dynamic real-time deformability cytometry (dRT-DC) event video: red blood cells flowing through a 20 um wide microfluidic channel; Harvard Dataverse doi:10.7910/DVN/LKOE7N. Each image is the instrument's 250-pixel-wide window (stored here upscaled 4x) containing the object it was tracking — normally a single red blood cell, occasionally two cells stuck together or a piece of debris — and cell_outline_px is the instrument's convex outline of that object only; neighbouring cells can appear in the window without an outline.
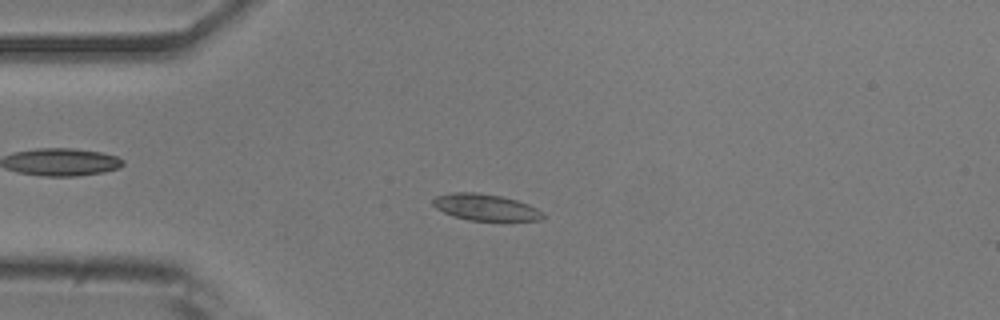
{"species": "common noctule bat (a hibernating species)", "species_latin": "Nyctalus noctula", "temperature_condition": "room temperature", "stored_images_in_passage": 46, "camera_frame_rate_fps": 3000, "um_per_image_px": 0.085, "animal": {"sex": "male", "body_mass_g": 20.5, "forearm_length_mm": 52.5}, "frame": {"image": 1, "passage_image": 7, "time_ms": 2.0, "image_size_px": [1000, 320], "cell_outline_px": [[544, 216], [540, 220], [468, 220], [452, 216], [436, 208], [432, 204], [432, 200], [436, 196], [452, 192], [476, 192], [500, 196], [516, 200], [528, 204], [544, 212]], "centroid_in_image_um": [41.24, 17.61], "position_along_channel_um": 43.8, "area_um2": 16.88}}
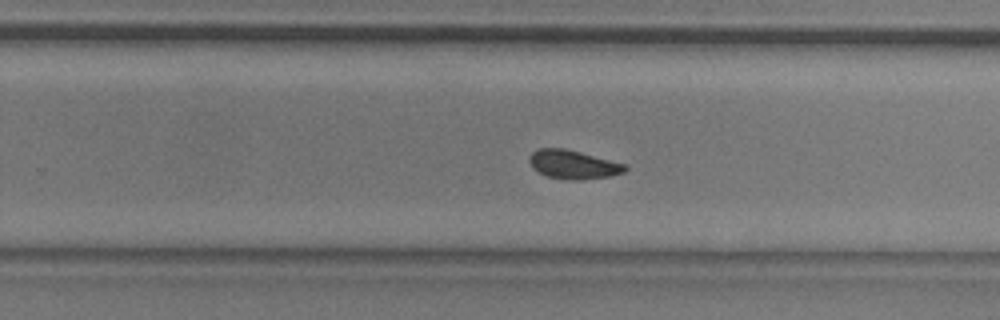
{"frame": {"image": 2, "passage_image": 27, "time_ms": 8.667, "image_size_px": [1000, 320], "cell_outline_px": [[628, 168], [624, 172], [608, 176], [580, 180], [572, 180], [548, 176], [532, 168], [528, 160], [528, 156], [532, 152], [540, 148], [564, 148], [628, 164]], "centroid_in_image_um": [48.73, 13.97], "position_along_channel_um": 281.1, "area_um2": 16.01}}
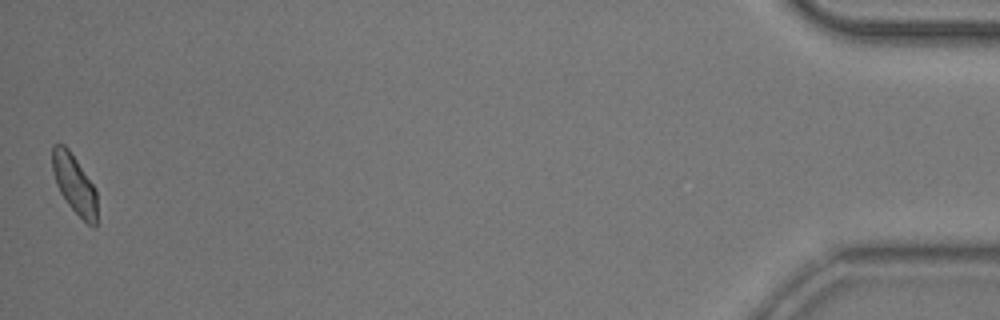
{"frame": {"image": 3, "passage_image": 46, "time_ms": 15.0, "image_size_px": [1000, 320], "cell_outline_px": [[96, 228], [92, 228], [68, 204], [60, 192], [56, 184], [52, 168], [52, 144], [64, 144], [68, 148], [92, 184], [96, 192]], "centroid_in_image_um": [6.3, 15.64], "position_along_channel_um": 428.9, "area_um2": 15.09}, "authors_computed_cell_mechanics": {"area_um2": 16.0684, "velocity_mm_per_s": 3.8318, "shape_relaxation_time_tau1_ms": 4.1189, "shape_relaxation_time_tau2_ms": 3.4283, "deformation_change_tau1": 0.0966, "deformation_change_tau2": 0.0648}}